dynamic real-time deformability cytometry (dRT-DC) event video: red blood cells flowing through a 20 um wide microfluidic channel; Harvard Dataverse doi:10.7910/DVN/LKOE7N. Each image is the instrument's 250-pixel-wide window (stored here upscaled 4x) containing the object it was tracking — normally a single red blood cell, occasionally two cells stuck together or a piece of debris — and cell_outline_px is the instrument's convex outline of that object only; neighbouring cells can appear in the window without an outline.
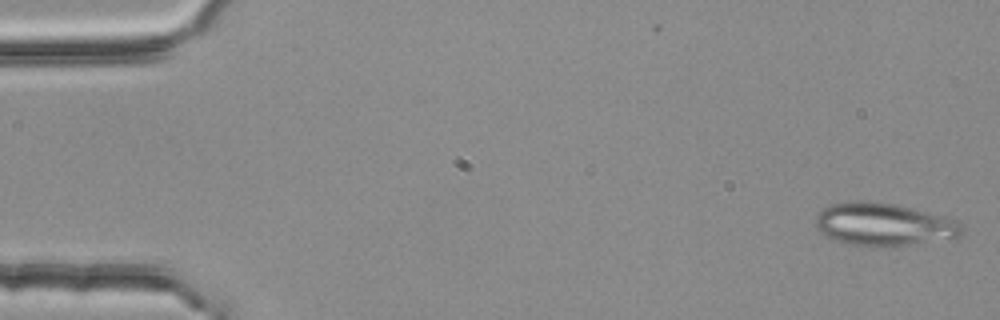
{"species": "common noctule bat (a hibernating species)", "species_latin": "Nyctalus noctula", "temperature_condition": "room temperature", "stored_images_in_passage": 3, "camera_frame_rate_fps": 3000, "um_per_image_px": 0.085, "animal": {"sex": "female", "body_mass_g": 25.1}, "frame": {"image": 1, "passage_image": 1, "time_ms": 0.0, "image_size_px": [1000, 320], "cell_outline_px": [[964, 232], [960, 236], [952, 240], [884, 248], [872, 248], [848, 244], [824, 236], [816, 228], [816, 212], [828, 204], [844, 200], [868, 200], [896, 204], [944, 216], [956, 220], [964, 228]], "centroid_in_image_um": [75.11, 19.09], "position_along_channel_um": 9.9, "area_um2": 37.97}}